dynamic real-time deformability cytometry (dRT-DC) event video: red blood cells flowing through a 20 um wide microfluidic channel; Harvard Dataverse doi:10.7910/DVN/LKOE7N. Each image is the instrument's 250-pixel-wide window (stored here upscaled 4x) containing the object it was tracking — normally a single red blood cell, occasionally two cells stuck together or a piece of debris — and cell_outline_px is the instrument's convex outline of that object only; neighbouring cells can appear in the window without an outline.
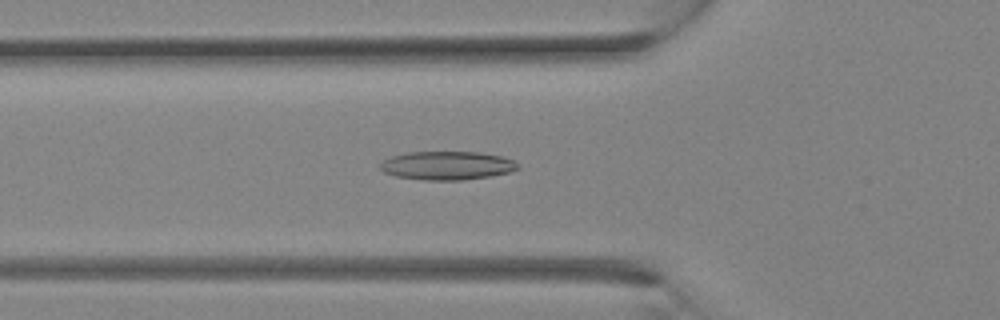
{"species": "Egyptian fruit bat (a non-hibernating species)", "species_latin": "Rousettus aegyptiacus", "temperature_condition": "room temperature", "stored_images_in_passage": 23, "camera_frame_rate_fps": 3000, "um_per_image_px": 0.085, "animal": {"sex": "female"}, "frame": {"image": 1, "passage_image": 11, "time_ms": 3.333, "image_size_px": [1000, 320], "cell_outline_px": [[520, 168], [508, 172], [492, 176], [464, 180], [424, 180], [396, 176], [384, 172], [380, 168], [380, 160], [392, 156], [408, 152], [480, 152], [500, 156], [512, 160], [520, 164]], "centroid_in_image_um": [37.99, 14.07], "position_along_channel_um": 87.8, "area_um2": 23.0}}
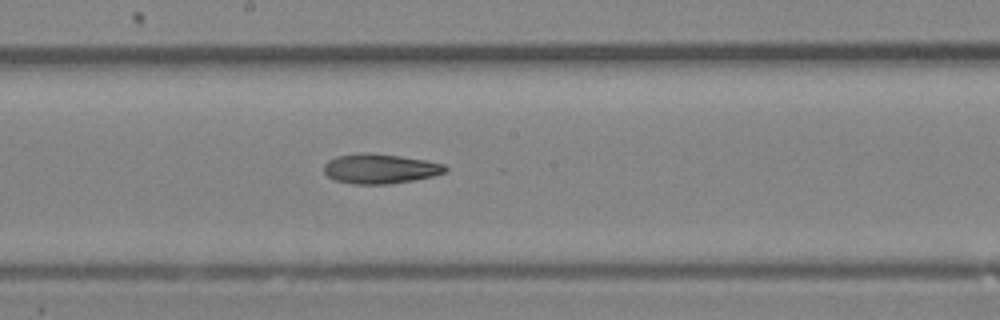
{"frame": {"image": 2, "passage_image": 17, "time_ms": 5.333, "image_size_px": [1000, 320], "cell_outline_px": [[448, 172], [416, 180], [388, 184], [352, 184], [336, 180], [328, 176], [324, 172], [324, 164], [328, 160], [336, 156], [364, 152], [400, 156], [428, 160], [444, 164], [448, 168]], "centroid_in_image_um": [32.33, 14.34], "position_along_channel_um": 215.9, "area_um2": 21.21}}
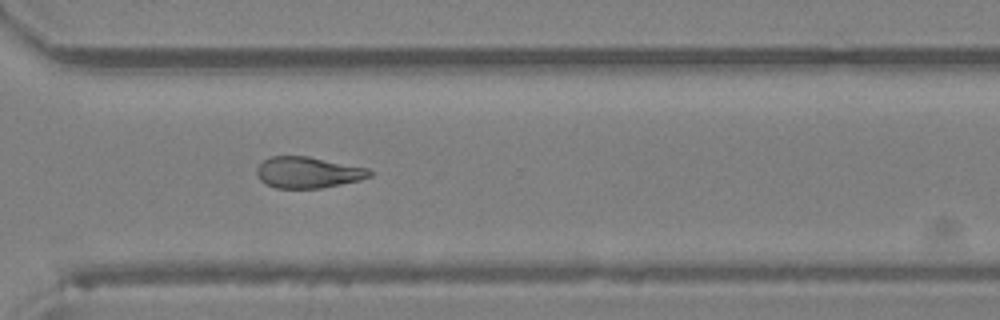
{"frame": {"image": 3, "passage_image": 23, "time_ms": 7.333, "image_size_px": [1000, 320], "cell_outline_px": [[376, 172], [372, 176], [360, 180], [320, 188], [276, 188], [260, 180], [256, 172], [256, 168], [264, 160], [272, 156], [308, 156], [368, 168]], "centroid_in_image_um": [26.21, 14.65], "position_along_channel_um": 344.4, "area_um2": 20.52}}